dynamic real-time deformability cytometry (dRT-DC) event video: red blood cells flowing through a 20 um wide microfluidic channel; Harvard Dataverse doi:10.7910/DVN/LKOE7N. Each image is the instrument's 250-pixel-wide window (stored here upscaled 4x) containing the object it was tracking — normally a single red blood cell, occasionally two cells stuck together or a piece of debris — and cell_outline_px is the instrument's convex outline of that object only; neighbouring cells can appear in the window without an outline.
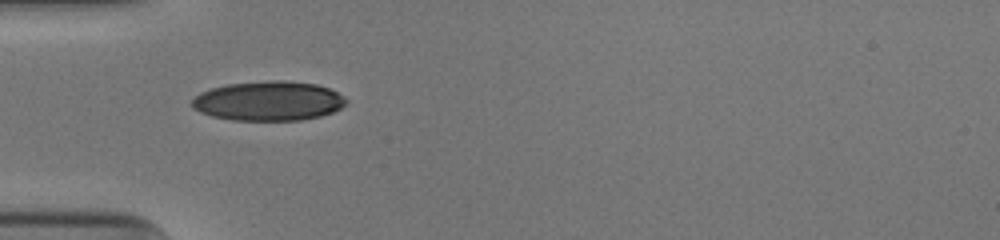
{"species": "human", "species_latin": "Homo sapiens", "temperature_condition": "cold", "stored_images_in_passage": 36, "camera_frame_rate_fps": 3000, "um_per_image_px": 0.085, "donor": {"sex": "male"}, "frame": {"image": 1, "passage_image": 1, "time_ms": 0.0, "image_size_px": [1000, 240], "cell_outline_px": [[348, 100], [340, 108], [332, 112], [320, 116], [300, 120], [232, 120], [212, 116], [200, 112], [192, 108], [192, 100], [200, 92], [212, 88], [228, 84], [272, 80], [284, 80], [316, 84], [328, 88], [344, 96]], "centroid_in_image_um": [22.81, 8.58], "position_along_channel_um": 62.2, "area_um2": 35.37}}
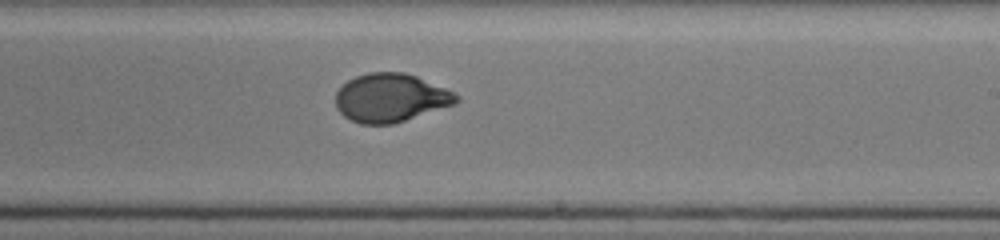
{"frame": {"image": 2, "passage_image": 16, "time_ms": 5.0, "image_size_px": [1000, 240], "cell_outline_px": [[460, 100], [456, 104], [392, 124], [360, 124], [344, 116], [336, 108], [336, 92], [348, 80], [356, 76], [368, 72], [404, 72], [416, 76], [444, 88], [460, 96]], "centroid_in_image_um": [33.2, 8.31], "position_along_channel_um": 255.8, "area_um2": 33.93}}
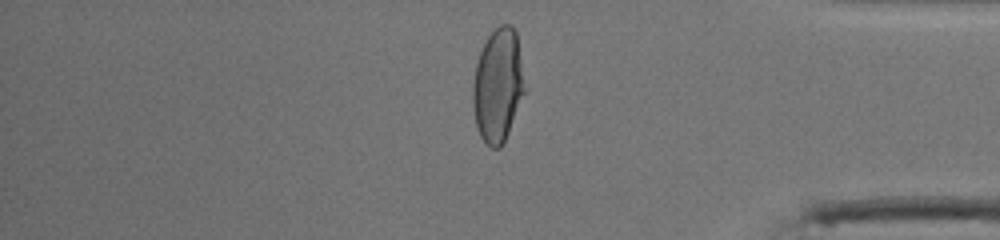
{"frame": {"image": 3, "passage_image": 28, "time_ms": 9.0, "image_size_px": [1000, 240], "cell_outline_px": [[524, 92], [508, 132], [500, 148], [492, 148], [480, 136], [476, 124], [472, 104], [472, 84], [476, 64], [480, 52], [488, 36], [500, 24], [512, 24], [516, 32], [524, 88]], "centroid_in_image_um": [42.28, 7.25], "position_along_channel_um": 392.9, "area_um2": 33.64}, "authors_computed_cell_mechanics": {"area_um2": 34.7378, "velocity_mm_per_s": 3.9391, "shape_relaxation_time_tau1_ms": 3.8045, "shape_relaxation_time_tau2_ms": null, "deformation_change_tau1": 0.1961, "deformation_change_tau2": null}}